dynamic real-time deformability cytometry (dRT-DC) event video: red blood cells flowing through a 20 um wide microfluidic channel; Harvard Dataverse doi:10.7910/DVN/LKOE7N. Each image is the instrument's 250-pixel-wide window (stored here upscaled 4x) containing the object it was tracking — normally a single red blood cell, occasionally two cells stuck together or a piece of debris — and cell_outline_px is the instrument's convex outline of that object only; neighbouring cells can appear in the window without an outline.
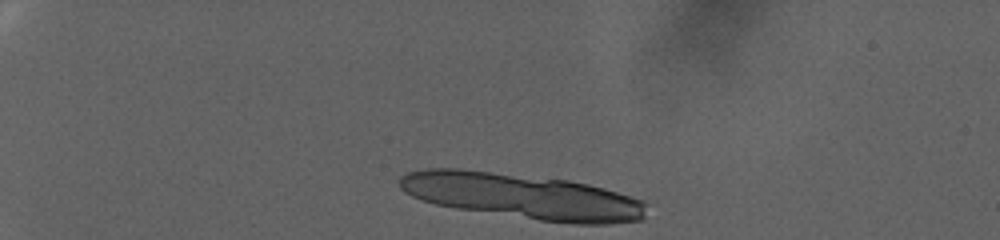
{"species": "human", "species_latin": "Homo sapiens", "temperature_condition": "warm", "stored_images_in_passage": 7, "segment_of_instrument_passage": [1, 2], "camera_frame_rate_fps": 3000, "um_per_image_px": 0.085, "donor": {"sex": "female"}, "frame": {"image": 1, "passage_image": 1, "time_ms": 0.0, "image_size_px": [1000, 240], "cell_outline_px": [[648, 204], [644, 220], [608, 224], [576, 224], [540, 220], [456, 208], [436, 204], [420, 200], [404, 192], [400, 188], [400, 176], [408, 172], [428, 168], [460, 168], [568, 180], [588, 184], [604, 188], [644, 200]], "centroid_in_image_um": [44.44, 16.68], "position_along_channel_um": 40.6, "area_um2": 65.6}}